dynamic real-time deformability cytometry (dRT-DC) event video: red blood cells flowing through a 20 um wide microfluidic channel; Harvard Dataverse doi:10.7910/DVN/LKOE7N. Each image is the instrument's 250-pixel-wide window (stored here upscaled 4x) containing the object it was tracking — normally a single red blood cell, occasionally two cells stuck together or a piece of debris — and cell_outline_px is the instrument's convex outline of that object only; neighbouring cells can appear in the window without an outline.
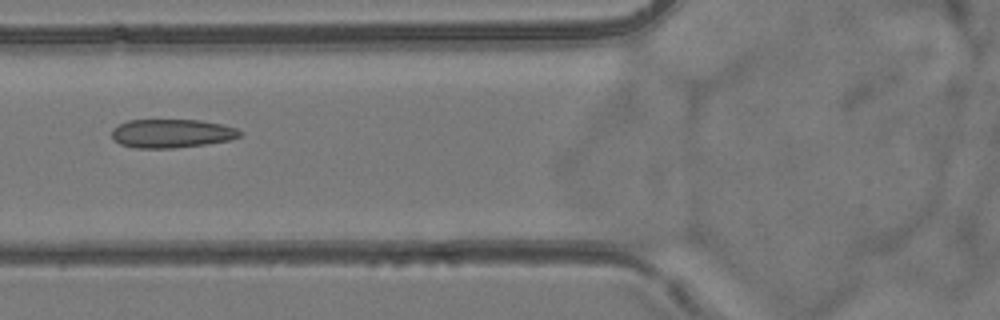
{"species": "common noctule bat (a hibernating species)", "species_latin": "Nyctalus noctula", "temperature_condition": "room temperature", "stored_images_in_passage": 7, "camera_frame_rate_fps": 3000, "um_per_image_px": 0.085, "animal": {"sex": "female", "body_mass_g": 24.6, "forearm_length_mm": 56.2}, "frame": {"image": 1, "passage_image": 7, "time_ms": 6.667, "image_size_px": [1000, 320], "cell_outline_px": [[244, 132], [240, 136], [228, 140], [204, 144], [172, 148], [136, 148], [120, 144], [112, 140], [112, 128], [128, 120], [200, 120], [220, 124], [236, 128]], "centroid_in_image_um": [14.56, 11.34], "position_along_channel_um": 111.2, "area_um2": 21.33}}